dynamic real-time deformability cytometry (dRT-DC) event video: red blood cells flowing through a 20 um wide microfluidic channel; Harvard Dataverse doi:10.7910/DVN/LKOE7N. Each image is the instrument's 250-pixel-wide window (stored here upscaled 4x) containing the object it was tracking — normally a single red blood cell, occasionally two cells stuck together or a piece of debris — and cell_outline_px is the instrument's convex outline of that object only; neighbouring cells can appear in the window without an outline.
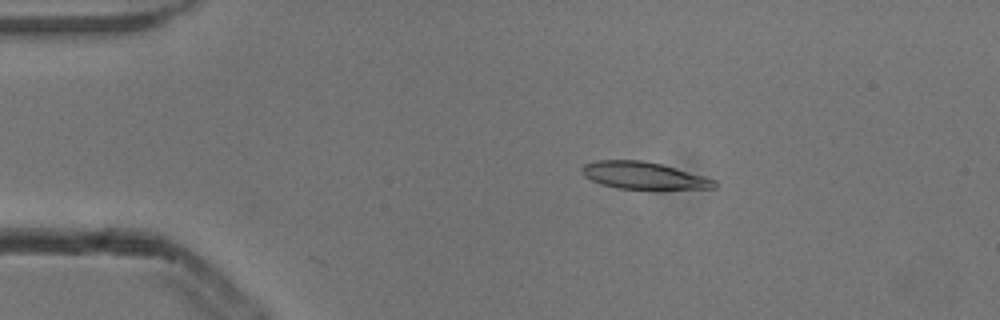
{"species": "common noctule bat (a hibernating species)", "species_latin": "Nyctalus noctula", "temperature_condition": "cold", "stored_images_in_passage": 7, "camera_frame_rate_fps": 3000, "um_per_image_px": 0.085, "animal": {"sex": "male", "body_mass_g": 13.3}, "frame": {"image": 1, "passage_image": 2, "time_ms": 0.333, "image_size_px": [1000, 320], "cell_outline_px": [[716, 188], [616, 188], [592, 180], [584, 176], [580, 172], [580, 168], [584, 164], [596, 160], [640, 160], [660, 164], [704, 176], [716, 180]], "centroid_in_image_um": [54.65, 14.9], "position_along_channel_um": 30.4, "area_um2": 20.46}}
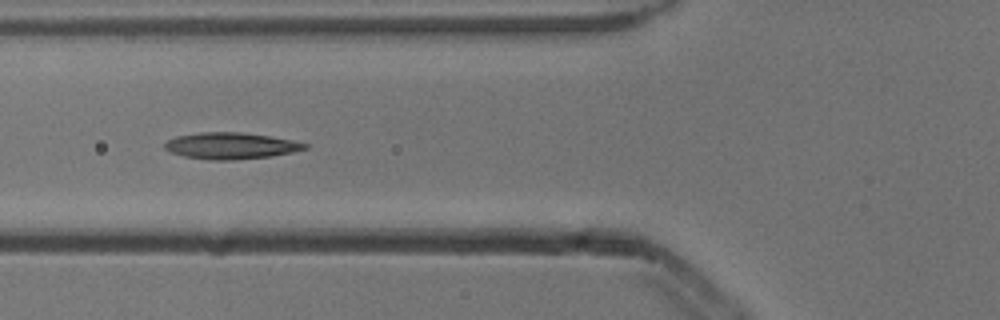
{"frame": {"image": 2, "passage_image": 5, "time_ms": 1.333, "image_size_px": [1000, 320], "cell_outline_px": [[308, 148], [292, 152], [268, 156], [228, 160], [208, 160], [184, 156], [172, 152], [164, 148], [164, 144], [168, 140], [176, 136], [200, 132], [240, 132], [268, 136], [292, 140], [308, 144]], "centroid_in_image_um": [19.59, 12.38], "position_along_channel_um": 106.2, "area_um2": 21.33}}
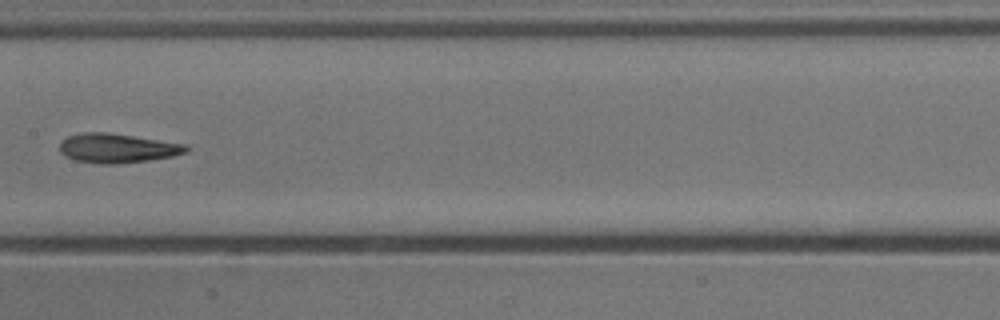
{"frame": {"image": 3, "passage_image": 7, "time_ms": 2.0, "image_size_px": [1000, 320], "cell_outline_px": [[188, 152], [172, 156], [148, 160], [116, 164], [104, 164], [76, 160], [64, 156], [60, 152], [60, 144], [68, 136], [84, 132], [108, 132], [188, 144]], "centroid_in_image_um": [10.0, 12.59], "position_along_channel_um": 197.4, "area_um2": 21.56}}